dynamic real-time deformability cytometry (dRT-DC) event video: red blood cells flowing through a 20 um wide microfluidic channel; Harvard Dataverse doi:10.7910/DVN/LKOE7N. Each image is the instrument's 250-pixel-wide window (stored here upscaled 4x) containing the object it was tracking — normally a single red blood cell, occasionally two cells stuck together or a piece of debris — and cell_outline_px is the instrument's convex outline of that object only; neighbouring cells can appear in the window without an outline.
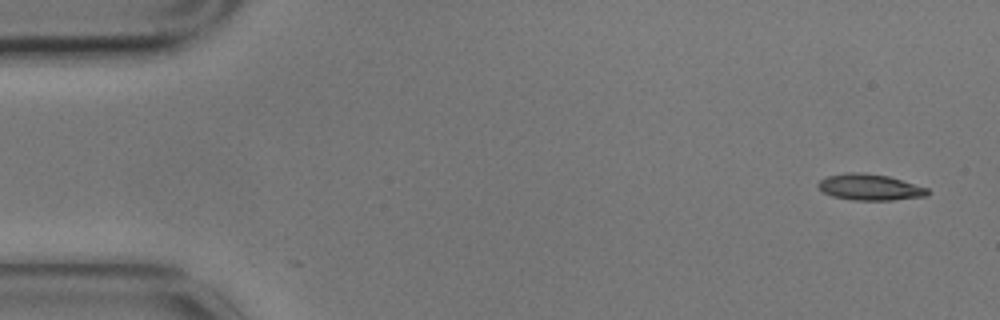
{"species": "common noctule bat (a hibernating species)", "species_latin": "Nyctalus noctula", "temperature_condition": "cold", "stored_images_in_passage": 7, "segment_of_instrument_passage": [1, 2], "camera_frame_rate_fps": 3000, "um_per_image_px": 0.085, "animal": {"sex": "male", "body_mass_g": 17.9}, "frame": {"image": 1, "passage_image": 1, "time_ms": 0.0, "image_size_px": [1000, 320], "cell_outline_px": [[932, 192], [928, 196], [892, 200], [852, 200], [832, 196], [824, 192], [816, 184], [820, 180], [828, 176], [844, 172], [860, 172], [888, 176], [928, 188]], "centroid_in_image_um": [73.96, 15.91], "position_along_channel_um": 11.0, "area_um2": 16.76}}